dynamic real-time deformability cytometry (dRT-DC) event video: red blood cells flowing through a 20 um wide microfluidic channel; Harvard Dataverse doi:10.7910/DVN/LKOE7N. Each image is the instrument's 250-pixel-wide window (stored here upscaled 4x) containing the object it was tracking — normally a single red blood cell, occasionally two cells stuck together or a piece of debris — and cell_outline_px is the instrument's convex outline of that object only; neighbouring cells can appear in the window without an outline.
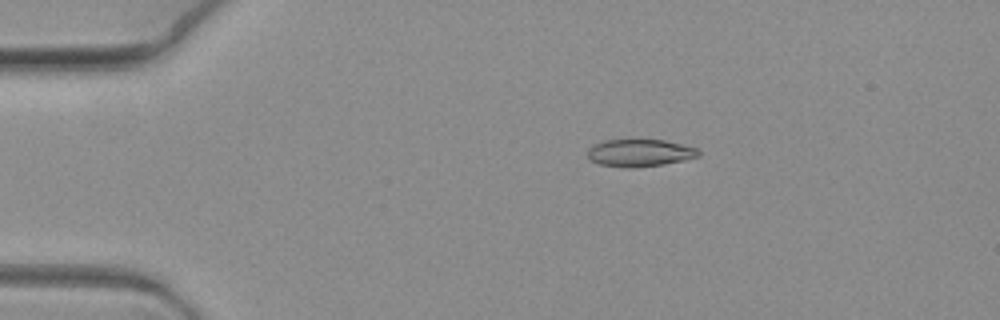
{"species": "common noctule bat (a hibernating species)", "species_latin": "Nyctalus noctula", "temperature_condition": "warm", "stored_images_in_passage": 6, "camera_frame_rate_fps": 3000, "um_per_image_px": 0.085, "animal": {"sex": "female", "body_mass_g": 19.3, "forearm_length_mm": 54.1}, "frame": {"image": 1, "passage_image": 4, "time_ms": 1.0, "image_size_px": [1000, 320], "cell_outline_px": [[700, 156], [684, 160], [664, 164], [600, 164], [592, 160], [588, 156], [588, 148], [592, 144], [604, 140], [664, 140], [696, 148], [700, 152]], "centroid_in_image_um": [54.41, 12.93], "position_along_channel_um": 30.6, "area_um2": 16.59}}